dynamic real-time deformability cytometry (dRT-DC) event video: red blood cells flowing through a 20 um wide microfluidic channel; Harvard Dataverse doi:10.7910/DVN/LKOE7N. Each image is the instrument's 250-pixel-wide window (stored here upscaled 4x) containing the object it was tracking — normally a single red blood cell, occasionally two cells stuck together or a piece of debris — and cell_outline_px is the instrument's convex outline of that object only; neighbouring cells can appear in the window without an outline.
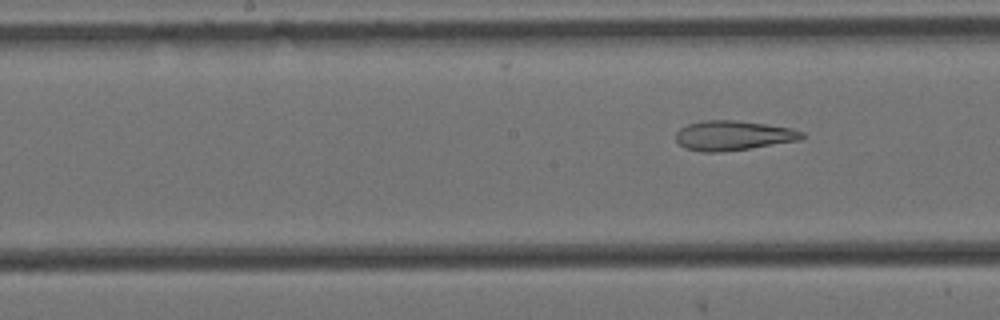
{"species": "Egyptian fruit bat (a non-hibernating species)", "species_latin": "Rousettus aegyptiacus", "temperature_condition": "cold", "stored_images_in_passage": 8, "segment_of_instrument_passage": [2, 2], "camera_frame_rate_fps": 3000, "um_per_image_px": 0.085, "animal": {"sex": "female"}, "frame": {"image": 1, "passage_image": 8, "time_ms": 2.333, "image_size_px": [1000, 320], "cell_outline_px": [[804, 136], [800, 140], [748, 148], [720, 152], [700, 152], [684, 148], [676, 140], [676, 132], [680, 128], [688, 124], [708, 120], [736, 120], [792, 128], [804, 132]], "centroid_in_image_um": [62.3, 11.52], "position_along_channel_um": 185.9, "area_um2": 21.68}}